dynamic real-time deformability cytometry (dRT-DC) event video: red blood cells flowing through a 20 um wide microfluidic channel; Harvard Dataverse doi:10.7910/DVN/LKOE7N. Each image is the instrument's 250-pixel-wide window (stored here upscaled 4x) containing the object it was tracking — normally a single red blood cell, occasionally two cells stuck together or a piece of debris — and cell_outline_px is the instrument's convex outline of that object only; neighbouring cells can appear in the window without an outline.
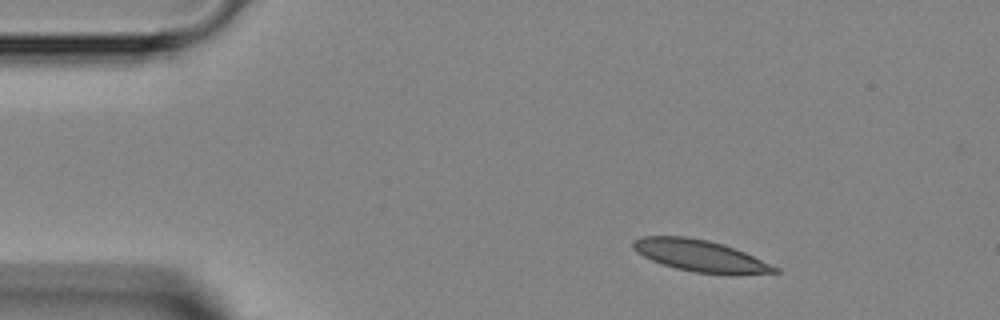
{"species": "Egyptian fruit bat (a non-hibernating species)", "species_latin": "Rousettus aegyptiacus", "temperature_condition": "room temperature", "stored_images_in_passage": 6, "camera_frame_rate_fps": 3000, "um_per_image_px": 0.085, "animal": {"sex": "female"}, "frame": {"image": 1, "passage_image": 1, "time_ms": 0.0, "image_size_px": [1000, 320], "cell_outline_px": [[780, 272], [728, 276], [696, 272], [676, 268], [652, 260], [636, 252], [632, 248], [632, 240], [644, 236], [684, 236], [708, 240], [724, 244], [744, 252], [780, 268]], "centroid_in_image_um": [59.55, 21.76], "position_along_channel_um": 25.4, "area_um2": 26.36}}
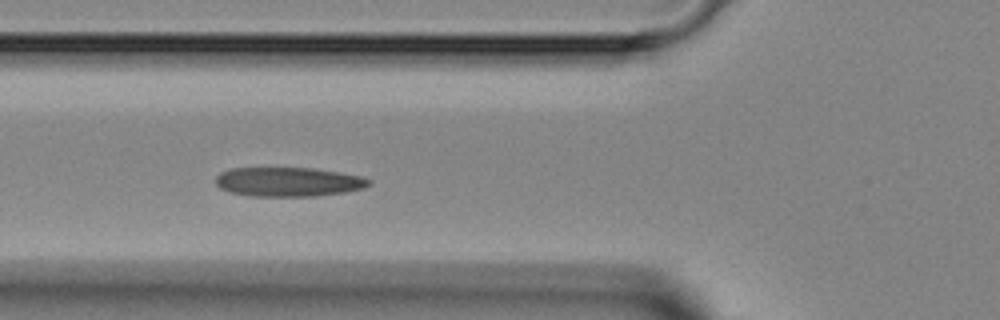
{"frame": {"image": 2, "passage_image": 4, "time_ms": 3.333, "image_size_px": [1000, 320], "cell_outline_px": [[372, 184], [364, 188], [344, 192], [316, 196], [252, 196], [232, 192], [220, 188], [216, 184], [216, 176], [220, 172], [232, 168], [312, 168], [360, 176], [372, 180]], "centroid_in_image_um": [24.51, 15.46], "position_along_channel_um": 101.3, "area_um2": 26.01}}
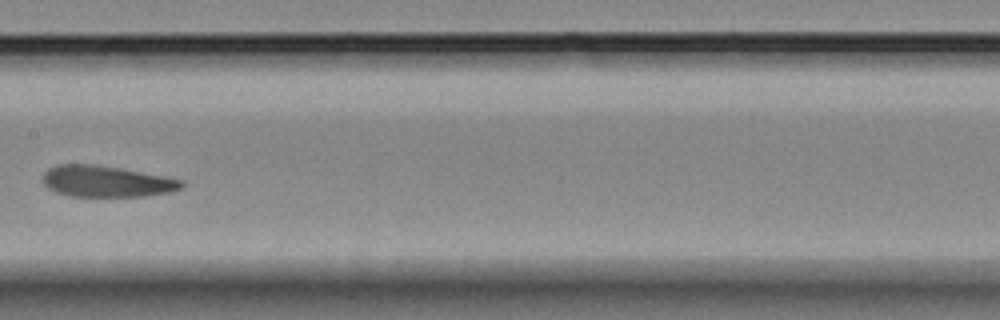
{"frame": {"image": 3, "passage_image": 6, "time_ms": 5.667, "image_size_px": [1000, 320], "cell_outline_px": [[184, 184], [180, 188], [172, 192], [144, 196], [68, 196], [56, 192], [48, 188], [40, 180], [40, 176], [48, 168], [56, 164], [96, 164], [120, 168], [164, 176], [184, 180]], "centroid_in_image_um": [8.99, 15.41], "position_along_channel_um": 198.4, "area_um2": 25.55}}